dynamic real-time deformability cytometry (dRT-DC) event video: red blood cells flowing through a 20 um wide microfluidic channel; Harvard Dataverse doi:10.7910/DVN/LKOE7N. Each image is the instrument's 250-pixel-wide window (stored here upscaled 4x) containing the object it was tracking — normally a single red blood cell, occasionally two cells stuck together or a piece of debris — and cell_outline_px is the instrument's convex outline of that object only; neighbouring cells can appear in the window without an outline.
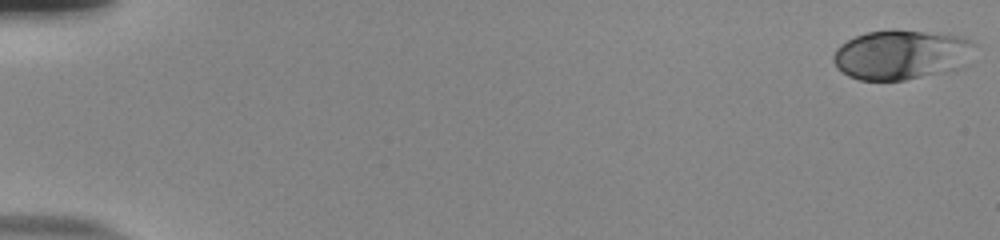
{"species": "human", "species_latin": "Homo sapiens", "temperature_condition": "room temperature", "stored_images_in_passage": 14, "camera_frame_rate_fps": 3000, "um_per_image_px": 0.085, "donor": {"sex": "male"}, "frame": {"image": 1, "passage_image": 1, "time_ms": 0.0, "image_size_px": [1000, 240], "cell_outline_px": [[976, 44], [956, 68], [944, 72], [904, 80], [860, 80], [848, 76], [836, 68], [832, 60], [832, 56], [836, 48], [840, 44], [856, 36], [868, 32], [892, 28], [896, 28], [964, 36], [972, 40]], "centroid_in_image_um": [76.52, 4.62], "position_along_channel_um": 8.5, "area_um2": 40.86}}